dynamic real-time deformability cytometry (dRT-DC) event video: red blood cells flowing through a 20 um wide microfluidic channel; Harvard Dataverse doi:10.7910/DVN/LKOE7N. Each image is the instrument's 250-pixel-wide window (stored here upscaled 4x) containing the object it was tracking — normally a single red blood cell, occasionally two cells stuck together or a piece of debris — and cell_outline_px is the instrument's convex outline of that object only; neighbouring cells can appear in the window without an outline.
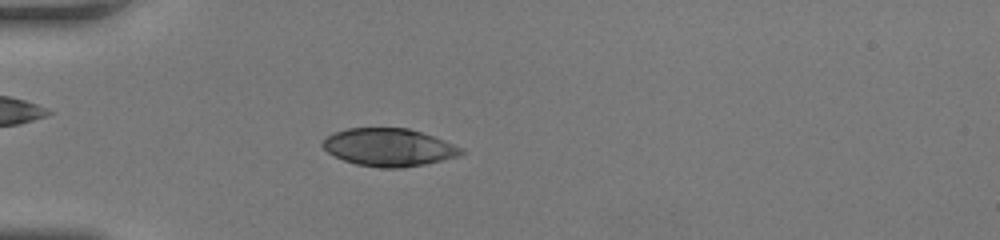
{"species": "human", "species_latin": "Homo sapiens", "temperature_condition": "room temperature", "stored_images_in_passage": 50, "camera_frame_rate_fps": 3000, "um_per_image_px": 0.085, "donor": {"sex": "female"}, "frame": {"image": 1, "passage_image": 16, "time_ms": 5.0, "image_size_px": [1000, 240], "cell_outline_px": [[468, 152], [460, 156], [424, 164], [404, 168], [380, 168], [356, 164], [344, 160], [328, 152], [320, 144], [332, 132], [348, 128], [408, 128], [432, 136], [464, 148]], "centroid_in_image_um": [33.08, 12.53], "position_along_channel_um": 51.9, "area_um2": 30.52}}
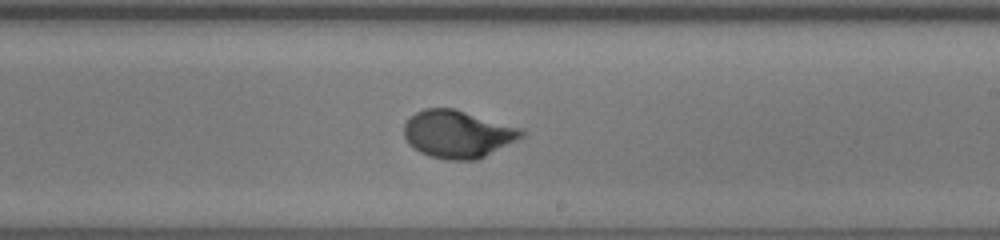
{"frame": {"image": 2, "passage_image": 31, "time_ms": 10.0, "image_size_px": [1000, 240], "cell_outline_px": [[524, 136], [476, 160], [448, 160], [428, 156], [412, 148], [408, 144], [404, 136], [404, 124], [416, 112], [424, 108], [452, 108], [524, 128]], "centroid_in_image_um": [38.89, 11.4], "position_along_channel_um": 250.1, "area_um2": 32.54}}
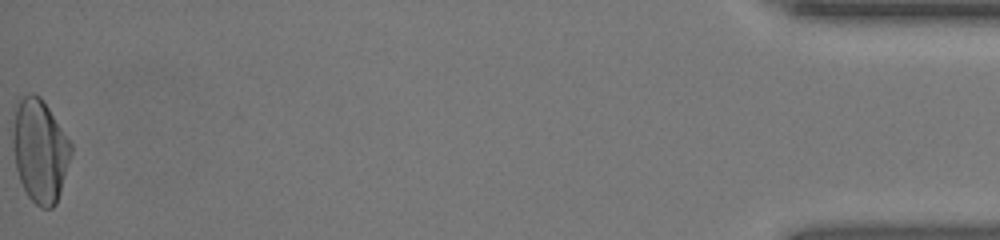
{"frame": {"image": 3, "passage_image": 50, "time_ms": 16.333, "image_size_px": [1000, 240], "cell_outline_px": [[72, 152], [60, 192], [56, 204], [52, 208], [40, 208], [28, 196], [20, 180], [16, 168], [12, 148], [12, 132], [16, 108], [20, 100], [28, 92], [32, 92], [40, 96], [72, 144]], "centroid_in_image_um": [3.38, 12.82], "position_along_channel_um": 431.8, "area_um2": 34.74}, "authors_computed_cell_mechanics": {"area_um2": 32.3102, "velocity_mm_per_s": 4.3275, "shape_relaxation_time_tau1_ms": 3.3209, "shape_relaxation_time_tau2_ms": null, "deformation_change_tau1": 0.2005, "deformation_change_tau2": null}}